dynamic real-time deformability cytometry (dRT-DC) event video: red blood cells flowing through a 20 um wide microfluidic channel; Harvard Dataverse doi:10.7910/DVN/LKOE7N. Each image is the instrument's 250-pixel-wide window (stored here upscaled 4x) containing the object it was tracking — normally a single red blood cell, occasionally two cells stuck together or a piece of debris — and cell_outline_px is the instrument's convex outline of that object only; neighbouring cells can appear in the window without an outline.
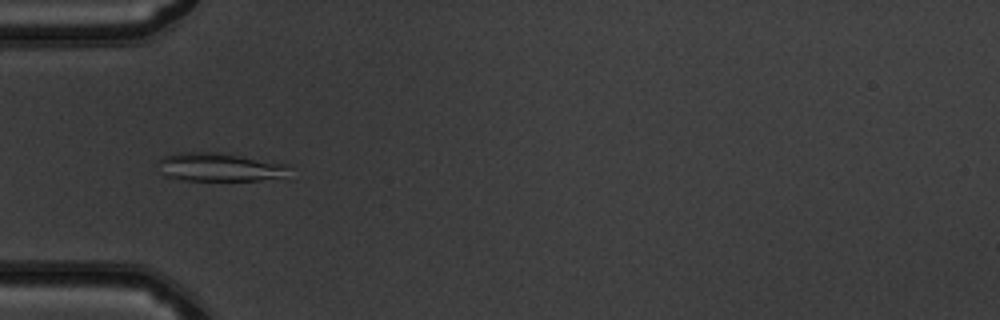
{"species": "common noctule bat (a hibernating species)", "species_latin": "Nyctalus noctula", "temperature_condition": "warm", "stored_images_in_passage": 51, "camera_frame_rate_fps": 3000, "um_per_image_px": 0.085, "animal": {"sex": "male", "body_mass_g": 19.5, "forearm_length_mm": 54.6}, "frame": {"image": 1, "passage_image": 17, "time_ms": 5.333, "image_size_px": [1000, 320], "cell_outline_px": [[292, 180], [184, 180], [164, 176], [160, 172], [160, 160], [164, 156], [176, 152], [216, 152], [288, 164]], "centroid_in_image_um": [18.8, 14.23], "position_along_channel_um": 66.2, "area_um2": 22.2}}
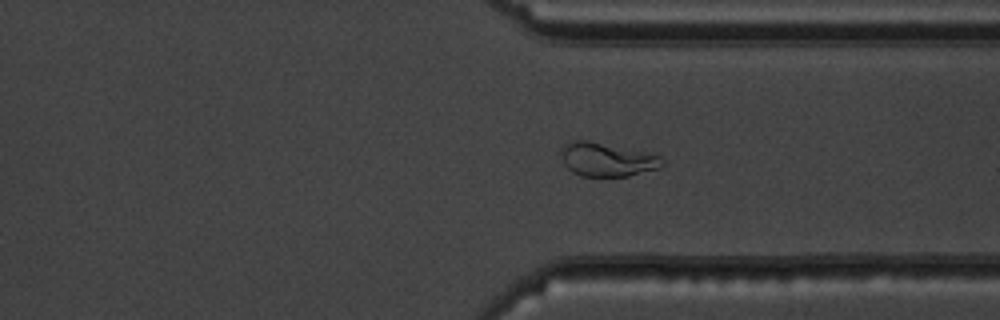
{"frame": {"image": 2, "passage_image": 39, "time_ms": 12.667, "image_size_px": [1000, 320], "cell_outline_px": [[664, 164], [660, 168], [628, 176], [580, 176], [572, 172], [564, 164], [564, 144], [572, 140], [588, 140], [660, 156], [664, 160]], "centroid_in_image_um": [51.61, 13.58], "position_along_channel_um": 359.8, "area_um2": 19.42}}
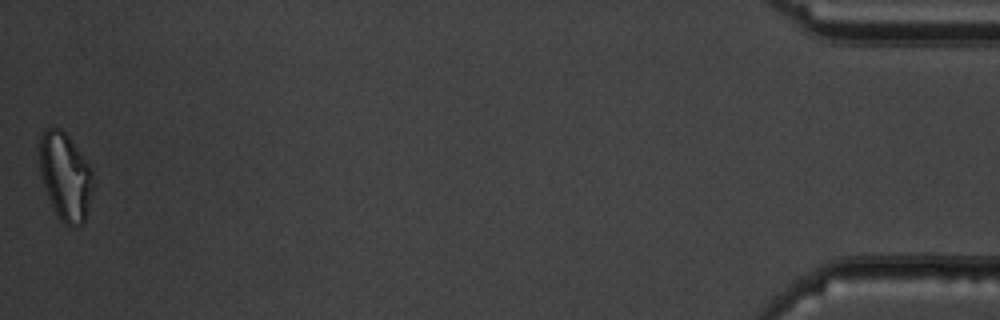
{"frame": {"image": 3, "passage_image": 51, "time_ms": 16.667, "image_size_px": [1000, 320], "cell_outline_px": [[92, 188], [84, 224], [76, 228], [72, 228], [64, 224], [60, 220], [48, 196], [40, 176], [40, 136], [48, 128], [60, 128], [68, 136], [92, 168]], "centroid_in_image_um": [5.56, 15.04], "position_along_channel_um": 429.6, "area_um2": 27.11}, "authors_computed_cell_mechanics": {"area_um2": 22.1952, "velocity_mm_per_s": 4.0181, "shape_relaxation_time_tau1_ms": 4.3986, "shape_relaxation_time_tau2_ms": 1.2287, "deformation_change_tau1": 0.1958, "deformation_change_tau2": 0.0653}}